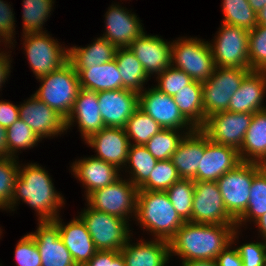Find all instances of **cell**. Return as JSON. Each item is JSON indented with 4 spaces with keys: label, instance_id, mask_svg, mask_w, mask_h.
I'll use <instances>...</instances> for the list:
<instances>
[{
    "label": "cell",
    "instance_id": "20",
    "mask_svg": "<svg viewBox=\"0 0 266 266\" xmlns=\"http://www.w3.org/2000/svg\"><path fill=\"white\" fill-rule=\"evenodd\" d=\"M239 151L210 141L205 135V149L198 167L197 181H217L241 163Z\"/></svg>",
    "mask_w": 266,
    "mask_h": 266
},
{
    "label": "cell",
    "instance_id": "15",
    "mask_svg": "<svg viewBox=\"0 0 266 266\" xmlns=\"http://www.w3.org/2000/svg\"><path fill=\"white\" fill-rule=\"evenodd\" d=\"M100 114L105 127L125 128L139 108V93L129 89L97 92Z\"/></svg>",
    "mask_w": 266,
    "mask_h": 266
},
{
    "label": "cell",
    "instance_id": "19",
    "mask_svg": "<svg viewBox=\"0 0 266 266\" xmlns=\"http://www.w3.org/2000/svg\"><path fill=\"white\" fill-rule=\"evenodd\" d=\"M85 143L96 150L97 154L93 157L108 162L119 170L125 167L130 146L125 128L103 127L85 140Z\"/></svg>",
    "mask_w": 266,
    "mask_h": 266
},
{
    "label": "cell",
    "instance_id": "23",
    "mask_svg": "<svg viewBox=\"0 0 266 266\" xmlns=\"http://www.w3.org/2000/svg\"><path fill=\"white\" fill-rule=\"evenodd\" d=\"M266 71L251 70L232 95L228 111L233 113H256L266 109Z\"/></svg>",
    "mask_w": 266,
    "mask_h": 266
},
{
    "label": "cell",
    "instance_id": "7",
    "mask_svg": "<svg viewBox=\"0 0 266 266\" xmlns=\"http://www.w3.org/2000/svg\"><path fill=\"white\" fill-rule=\"evenodd\" d=\"M247 68L216 67L213 75L202 83L204 116L228 111V105L234 92L250 72Z\"/></svg>",
    "mask_w": 266,
    "mask_h": 266
},
{
    "label": "cell",
    "instance_id": "2",
    "mask_svg": "<svg viewBox=\"0 0 266 266\" xmlns=\"http://www.w3.org/2000/svg\"><path fill=\"white\" fill-rule=\"evenodd\" d=\"M48 174V171L36 163L27 164L23 168L19 166L8 210L15 211L13 208L22 200L37 212L38 221H54L59 216L58 209L65 202L63 196L55 190Z\"/></svg>",
    "mask_w": 266,
    "mask_h": 266
},
{
    "label": "cell",
    "instance_id": "44",
    "mask_svg": "<svg viewBox=\"0 0 266 266\" xmlns=\"http://www.w3.org/2000/svg\"><path fill=\"white\" fill-rule=\"evenodd\" d=\"M158 85L155 86L159 91L167 95L174 96L193 80L184 71L170 65L161 74L156 77Z\"/></svg>",
    "mask_w": 266,
    "mask_h": 266
},
{
    "label": "cell",
    "instance_id": "9",
    "mask_svg": "<svg viewBox=\"0 0 266 266\" xmlns=\"http://www.w3.org/2000/svg\"><path fill=\"white\" fill-rule=\"evenodd\" d=\"M138 191L139 188L130 180H123L122 177H119L108 186L90 193L86 197V201L87 205L95 210L127 221L130 214L135 216Z\"/></svg>",
    "mask_w": 266,
    "mask_h": 266
},
{
    "label": "cell",
    "instance_id": "30",
    "mask_svg": "<svg viewBox=\"0 0 266 266\" xmlns=\"http://www.w3.org/2000/svg\"><path fill=\"white\" fill-rule=\"evenodd\" d=\"M117 49L113 43L100 36L87 47L69 48L68 60L74 68H91L112 61Z\"/></svg>",
    "mask_w": 266,
    "mask_h": 266
},
{
    "label": "cell",
    "instance_id": "12",
    "mask_svg": "<svg viewBox=\"0 0 266 266\" xmlns=\"http://www.w3.org/2000/svg\"><path fill=\"white\" fill-rule=\"evenodd\" d=\"M192 223L236 225L216 181H194Z\"/></svg>",
    "mask_w": 266,
    "mask_h": 266
},
{
    "label": "cell",
    "instance_id": "24",
    "mask_svg": "<svg viewBox=\"0 0 266 266\" xmlns=\"http://www.w3.org/2000/svg\"><path fill=\"white\" fill-rule=\"evenodd\" d=\"M54 222L58 225L60 237L74 262L77 266H84L98 251L85 223L79 216L67 224H62L59 216Z\"/></svg>",
    "mask_w": 266,
    "mask_h": 266
},
{
    "label": "cell",
    "instance_id": "28",
    "mask_svg": "<svg viewBox=\"0 0 266 266\" xmlns=\"http://www.w3.org/2000/svg\"><path fill=\"white\" fill-rule=\"evenodd\" d=\"M74 69L78 74L81 89L96 92L125 89L115 59L91 68Z\"/></svg>",
    "mask_w": 266,
    "mask_h": 266
},
{
    "label": "cell",
    "instance_id": "4",
    "mask_svg": "<svg viewBox=\"0 0 266 266\" xmlns=\"http://www.w3.org/2000/svg\"><path fill=\"white\" fill-rule=\"evenodd\" d=\"M39 89L33 94L65 120L71 113L81 86L74 66L68 61L60 69L38 78Z\"/></svg>",
    "mask_w": 266,
    "mask_h": 266
},
{
    "label": "cell",
    "instance_id": "37",
    "mask_svg": "<svg viewBox=\"0 0 266 266\" xmlns=\"http://www.w3.org/2000/svg\"><path fill=\"white\" fill-rule=\"evenodd\" d=\"M54 0H23V34L45 33L44 22L51 14Z\"/></svg>",
    "mask_w": 266,
    "mask_h": 266
},
{
    "label": "cell",
    "instance_id": "40",
    "mask_svg": "<svg viewBox=\"0 0 266 266\" xmlns=\"http://www.w3.org/2000/svg\"><path fill=\"white\" fill-rule=\"evenodd\" d=\"M6 140L10 157L16 158L19 149L33 148L41 139L23 120L18 119L6 129Z\"/></svg>",
    "mask_w": 266,
    "mask_h": 266
},
{
    "label": "cell",
    "instance_id": "49",
    "mask_svg": "<svg viewBox=\"0 0 266 266\" xmlns=\"http://www.w3.org/2000/svg\"><path fill=\"white\" fill-rule=\"evenodd\" d=\"M237 233L239 232L236 228L231 235V243L216 257L215 260L218 266H243L238 250L231 247L234 240L236 241L235 238L238 239Z\"/></svg>",
    "mask_w": 266,
    "mask_h": 266
},
{
    "label": "cell",
    "instance_id": "47",
    "mask_svg": "<svg viewBox=\"0 0 266 266\" xmlns=\"http://www.w3.org/2000/svg\"><path fill=\"white\" fill-rule=\"evenodd\" d=\"M6 1L0 0V38H3L5 44H9L10 48L13 47V36L15 35V16L11 10V6ZM13 35V36H12Z\"/></svg>",
    "mask_w": 266,
    "mask_h": 266
},
{
    "label": "cell",
    "instance_id": "14",
    "mask_svg": "<svg viewBox=\"0 0 266 266\" xmlns=\"http://www.w3.org/2000/svg\"><path fill=\"white\" fill-rule=\"evenodd\" d=\"M139 108L151 116L163 129L193 132L195 128L183 117L173 96L152 87L139 93ZM186 129V130H185ZM189 129V130H188Z\"/></svg>",
    "mask_w": 266,
    "mask_h": 266
},
{
    "label": "cell",
    "instance_id": "26",
    "mask_svg": "<svg viewBox=\"0 0 266 266\" xmlns=\"http://www.w3.org/2000/svg\"><path fill=\"white\" fill-rule=\"evenodd\" d=\"M205 149V134L200 129L185 134L171 160L181 179L196 181L198 167Z\"/></svg>",
    "mask_w": 266,
    "mask_h": 266
},
{
    "label": "cell",
    "instance_id": "36",
    "mask_svg": "<svg viewBox=\"0 0 266 266\" xmlns=\"http://www.w3.org/2000/svg\"><path fill=\"white\" fill-rule=\"evenodd\" d=\"M222 23L244 28L248 31L257 26V14L252 9L248 0H223Z\"/></svg>",
    "mask_w": 266,
    "mask_h": 266
},
{
    "label": "cell",
    "instance_id": "8",
    "mask_svg": "<svg viewBox=\"0 0 266 266\" xmlns=\"http://www.w3.org/2000/svg\"><path fill=\"white\" fill-rule=\"evenodd\" d=\"M260 169L258 163L242 161L216 181L226 210L235 221L247 208L253 177Z\"/></svg>",
    "mask_w": 266,
    "mask_h": 266
},
{
    "label": "cell",
    "instance_id": "54",
    "mask_svg": "<svg viewBox=\"0 0 266 266\" xmlns=\"http://www.w3.org/2000/svg\"><path fill=\"white\" fill-rule=\"evenodd\" d=\"M254 223H256L257 228H259L260 235L262 237V240L266 242V213L262 215L258 220H256Z\"/></svg>",
    "mask_w": 266,
    "mask_h": 266
},
{
    "label": "cell",
    "instance_id": "29",
    "mask_svg": "<svg viewBox=\"0 0 266 266\" xmlns=\"http://www.w3.org/2000/svg\"><path fill=\"white\" fill-rule=\"evenodd\" d=\"M241 161L258 163L266 160V109L253 114L241 148Z\"/></svg>",
    "mask_w": 266,
    "mask_h": 266
},
{
    "label": "cell",
    "instance_id": "43",
    "mask_svg": "<svg viewBox=\"0 0 266 266\" xmlns=\"http://www.w3.org/2000/svg\"><path fill=\"white\" fill-rule=\"evenodd\" d=\"M249 69L266 70V28L257 25L249 31Z\"/></svg>",
    "mask_w": 266,
    "mask_h": 266
},
{
    "label": "cell",
    "instance_id": "21",
    "mask_svg": "<svg viewBox=\"0 0 266 266\" xmlns=\"http://www.w3.org/2000/svg\"><path fill=\"white\" fill-rule=\"evenodd\" d=\"M105 15L106 32L101 37L113 43L117 48L129 47L144 32L139 18L119 4L108 7Z\"/></svg>",
    "mask_w": 266,
    "mask_h": 266
},
{
    "label": "cell",
    "instance_id": "31",
    "mask_svg": "<svg viewBox=\"0 0 266 266\" xmlns=\"http://www.w3.org/2000/svg\"><path fill=\"white\" fill-rule=\"evenodd\" d=\"M173 98L183 117L195 129H200L206 120L203 108L202 83L192 81Z\"/></svg>",
    "mask_w": 266,
    "mask_h": 266
},
{
    "label": "cell",
    "instance_id": "34",
    "mask_svg": "<svg viewBox=\"0 0 266 266\" xmlns=\"http://www.w3.org/2000/svg\"><path fill=\"white\" fill-rule=\"evenodd\" d=\"M266 213V174L260 169L253 177L250 197L244 214L236 221V228L248 220L255 222ZM244 222V223H243Z\"/></svg>",
    "mask_w": 266,
    "mask_h": 266
},
{
    "label": "cell",
    "instance_id": "1",
    "mask_svg": "<svg viewBox=\"0 0 266 266\" xmlns=\"http://www.w3.org/2000/svg\"><path fill=\"white\" fill-rule=\"evenodd\" d=\"M235 229L236 225L185 222L169 241L170 256H180L182 262L215 260L231 243Z\"/></svg>",
    "mask_w": 266,
    "mask_h": 266
},
{
    "label": "cell",
    "instance_id": "51",
    "mask_svg": "<svg viewBox=\"0 0 266 266\" xmlns=\"http://www.w3.org/2000/svg\"><path fill=\"white\" fill-rule=\"evenodd\" d=\"M1 52V51H0ZM10 55H7L6 52L3 51L0 53V89L2 87V84H4L7 80V77H9L10 69H11V59L9 57Z\"/></svg>",
    "mask_w": 266,
    "mask_h": 266
},
{
    "label": "cell",
    "instance_id": "32",
    "mask_svg": "<svg viewBox=\"0 0 266 266\" xmlns=\"http://www.w3.org/2000/svg\"><path fill=\"white\" fill-rule=\"evenodd\" d=\"M114 59L117 62L123 87L137 93L142 92L144 83L150 78L135 54L128 47L118 48Z\"/></svg>",
    "mask_w": 266,
    "mask_h": 266
},
{
    "label": "cell",
    "instance_id": "18",
    "mask_svg": "<svg viewBox=\"0 0 266 266\" xmlns=\"http://www.w3.org/2000/svg\"><path fill=\"white\" fill-rule=\"evenodd\" d=\"M172 43L164 41L158 35L143 32L128 47L142 64L148 77L161 74L171 65Z\"/></svg>",
    "mask_w": 266,
    "mask_h": 266
},
{
    "label": "cell",
    "instance_id": "5",
    "mask_svg": "<svg viewBox=\"0 0 266 266\" xmlns=\"http://www.w3.org/2000/svg\"><path fill=\"white\" fill-rule=\"evenodd\" d=\"M171 46V65L187 73L193 81L203 83L216 68L208 41L178 38Z\"/></svg>",
    "mask_w": 266,
    "mask_h": 266
},
{
    "label": "cell",
    "instance_id": "3",
    "mask_svg": "<svg viewBox=\"0 0 266 266\" xmlns=\"http://www.w3.org/2000/svg\"><path fill=\"white\" fill-rule=\"evenodd\" d=\"M140 227L155 239L170 241L185 223L178 215L165 191L139 190L135 217Z\"/></svg>",
    "mask_w": 266,
    "mask_h": 266
},
{
    "label": "cell",
    "instance_id": "45",
    "mask_svg": "<svg viewBox=\"0 0 266 266\" xmlns=\"http://www.w3.org/2000/svg\"><path fill=\"white\" fill-rule=\"evenodd\" d=\"M14 257L17 266H42L39 250L29 234L24 235L16 244Z\"/></svg>",
    "mask_w": 266,
    "mask_h": 266
},
{
    "label": "cell",
    "instance_id": "25",
    "mask_svg": "<svg viewBox=\"0 0 266 266\" xmlns=\"http://www.w3.org/2000/svg\"><path fill=\"white\" fill-rule=\"evenodd\" d=\"M71 170L86 188V197L93 191L116 181L120 172L112 164L95 157H86L72 163Z\"/></svg>",
    "mask_w": 266,
    "mask_h": 266
},
{
    "label": "cell",
    "instance_id": "42",
    "mask_svg": "<svg viewBox=\"0 0 266 266\" xmlns=\"http://www.w3.org/2000/svg\"><path fill=\"white\" fill-rule=\"evenodd\" d=\"M13 157L0 158V209L11 205L14 186L19 174V162Z\"/></svg>",
    "mask_w": 266,
    "mask_h": 266
},
{
    "label": "cell",
    "instance_id": "17",
    "mask_svg": "<svg viewBox=\"0 0 266 266\" xmlns=\"http://www.w3.org/2000/svg\"><path fill=\"white\" fill-rule=\"evenodd\" d=\"M29 235L39 250L42 266H77L54 221H39L36 232Z\"/></svg>",
    "mask_w": 266,
    "mask_h": 266
},
{
    "label": "cell",
    "instance_id": "48",
    "mask_svg": "<svg viewBox=\"0 0 266 266\" xmlns=\"http://www.w3.org/2000/svg\"><path fill=\"white\" fill-rule=\"evenodd\" d=\"M84 266H126L120 251H97Z\"/></svg>",
    "mask_w": 266,
    "mask_h": 266
},
{
    "label": "cell",
    "instance_id": "13",
    "mask_svg": "<svg viewBox=\"0 0 266 266\" xmlns=\"http://www.w3.org/2000/svg\"><path fill=\"white\" fill-rule=\"evenodd\" d=\"M252 118V113L223 111L206 118L200 130L210 141L239 150Z\"/></svg>",
    "mask_w": 266,
    "mask_h": 266
},
{
    "label": "cell",
    "instance_id": "22",
    "mask_svg": "<svg viewBox=\"0 0 266 266\" xmlns=\"http://www.w3.org/2000/svg\"><path fill=\"white\" fill-rule=\"evenodd\" d=\"M75 121L78 123L79 132L84 141L105 127L100 114L96 91L88 89L79 91L71 113L65 120L66 130L70 129Z\"/></svg>",
    "mask_w": 266,
    "mask_h": 266
},
{
    "label": "cell",
    "instance_id": "35",
    "mask_svg": "<svg viewBox=\"0 0 266 266\" xmlns=\"http://www.w3.org/2000/svg\"><path fill=\"white\" fill-rule=\"evenodd\" d=\"M163 128L143 110L138 108L128 119L125 131L135 145H145L156 133Z\"/></svg>",
    "mask_w": 266,
    "mask_h": 266
},
{
    "label": "cell",
    "instance_id": "6",
    "mask_svg": "<svg viewBox=\"0 0 266 266\" xmlns=\"http://www.w3.org/2000/svg\"><path fill=\"white\" fill-rule=\"evenodd\" d=\"M79 217L85 223L98 251H120L131 237L128 221L95 210L89 205Z\"/></svg>",
    "mask_w": 266,
    "mask_h": 266
},
{
    "label": "cell",
    "instance_id": "39",
    "mask_svg": "<svg viewBox=\"0 0 266 266\" xmlns=\"http://www.w3.org/2000/svg\"><path fill=\"white\" fill-rule=\"evenodd\" d=\"M165 192L178 215L185 222H192L194 180L180 179Z\"/></svg>",
    "mask_w": 266,
    "mask_h": 266
},
{
    "label": "cell",
    "instance_id": "38",
    "mask_svg": "<svg viewBox=\"0 0 266 266\" xmlns=\"http://www.w3.org/2000/svg\"><path fill=\"white\" fill-rule=\"evenodd\" d=\"M178 129H162L156 133L144 146L158 161L169 160L176 151L184 134L191 132H178ZM181 133V134H179Z\"/></svg>",
    "mask_w": 266,
    "mask_h": 266
},
{
    "label": "cell",
    "instance_id": "46",
    "mask_svg": "<svg viewBox=\"0 0 266 266\" xmlns=\"http://www.w3.org/2000/svg\"><path fill=\"white\" fill-rule=\"evenodd\" d=\"M243 266H266V242H251L236 247Z\"/></svg>",
    "mask_w": 266,
    "mask_h": 266
},
{
    "label": "cell",
    "instance_id": "57",
    "mask_svg": "<svg viewBox=\"0 0 266 266\" xmlns=\"http://www.w3.org/2000/svg\"><path fill=\"white\" fill-rule=\"evenodd\" d=\"M260 167L264 171V173L266 174V160H264L260 163Z\"/></svg>",
    "mask_w": 266,
    "mask_h": 266
},
{
    "label": "cell",
    "instance_id": "56",
    "mask_svg": "<svg viewBox=\"0 0 266 266\" xmlns=\"http://www.w3.org/2000/svg\"><path fill=\"white\" fill-rule=\"evenodd\" d=\"M248 3L257 14L266 5V0H248Z\"/></svg>",
    "mask_w": 266,
    "mask_h": 266
},
{
    "label": "cell",
    "instance_id": "16",
    "mask_svg": "<svg viewBox=\"0 0 266 266\" xmlns=\"http://www.w3.org/2000/svg\"><path fill=\"white\" fill-rule=\"evenodd\" d=\"M19 116L41 140L66 131L65 119L34 95L19 105Z\"/></svg>",
    "mask_w": 266,
    "mask_h": 266
},
{
    "label": "cell",
    "instance_id": "52",
    "mask_svg": "<svg viewBox=\"0 0 266 266\" xmlns=\"http://www.w3.org/2000/svg\"><path fill=\"white\" fill-rule=\"evenodd\" d=\"M10 157L7 148L6 129L0 125V158Z\"/></svg>",
    "mask_w": 266,
    "mask_h": 266
},
{
    "label": "cell",
    "instance_id": "33",
    "mask_svg": "<svg viewBox=\"0 0 266 266\" xmlns=\"http://www.w3.org/2000/svg\"><path fill=\"white\" fill-rule=\"evenodd\" d=\"M158 160L146 149L144 145L130 144L128 149L125 168L131 176L129 180L136 186L140 187L150 176ZM128 165V167H126Z\"/></svg>",
    "mask_w": 266,
    "mask_h": 266
},
{
    "label": "cell",
    "instance_id": "55",
    "mask_svg": "<svg viewBox=\"0 0 266 266\" xmlns=\"http://www.w3.org/2000/svg\"><path fill=\"white\" fill-rule=\"evenodd\" d=\"M257 25L266 28V5L257 13Z\"/></svg>",
    "mask_w": 266,
    "mask_h": 266
},
{
    "label": "cell",
    "instance_id": "11",
    "mask_svg": "<svg viewBox=\"0 0 266 266\" xmlns=\"http://www.w3.org/2000/svg\"><path fill=\"white\" fill-rule=\"evenodd\" d=\"M217 34L209 43L215 66L249 69V31L222 23Z\"/></svg>",
    "mask_w": 266,
    "mask_h": 266
},
{
    "label": "cell",
    "instance_id": "10",
    "mask_svg": "<svg viewBox=\"0 0 266 266\" xmlns=\"http://www.w3.org/2000/svg\"><path fill=\"white\" fill-rule=\"evenodd\" d=\"M23 40V50L36 79L60 69L69 61V48H62V45L46 32L26 33Z\"/></svg>",
    "mask_w": 266,
    "mask_h": 266
},
{
    "label": "cell",
    "instance_id": "53",
    "mask_svg": "<svg viewBox=\"0 0 266 266\" xmlns=\"http://www.w3.org/2000/svg\"><path fill=\"white\" fill-rule=\"evenodd\" d=\"M181 264V266H218L216 260H192Z\"/></svg>",
    "mask_w": 266,
    "mask_h": 266
},
{
    "label": "cell",
    "instance_id": "41",
    "mask_svg": "<svg viewBox=\"0 0 266 266\" xmlns=\"http://www.w3.org/2000/svg\"><path fill=\"white\" fill-rule=\"evenodd\" d=\"M181 177L171 159L158 161L149 178L139 187V190L166 191Z\"/></svg>",
    "mask_w": 266,
    "mask_h": 266
},
{
    "label": "cell",
    "instance_id": "27",
    "mask_svg": "<svg viewBox=\"0 0 266 266\" xmlns=\"http://www.w3.org/2000/svg\"><path fill=\"white\" fill-rule=\"evenodd\" d=\"M120 253L126 266H167L170 259L169 242L159 239L131 244L129 238Z\"/></svg>",
    "mask_w": 266,
    "mask_h": 266
},
{
    "label": "cell",
    "instance_id": "50",
    "mask_svg": "<svg viewBox=\"0 0 266 266\" xmlns=\"http://www.w3.org/2000/svg\"><path fill=\"white\" fill-rule=\"evenodd\" d=\"M18 119H20L19 105L0 100V125L7 129Z\"/></svg>",
    "mask_w": 266,
    "mask_h": 266
}]
</instances>
